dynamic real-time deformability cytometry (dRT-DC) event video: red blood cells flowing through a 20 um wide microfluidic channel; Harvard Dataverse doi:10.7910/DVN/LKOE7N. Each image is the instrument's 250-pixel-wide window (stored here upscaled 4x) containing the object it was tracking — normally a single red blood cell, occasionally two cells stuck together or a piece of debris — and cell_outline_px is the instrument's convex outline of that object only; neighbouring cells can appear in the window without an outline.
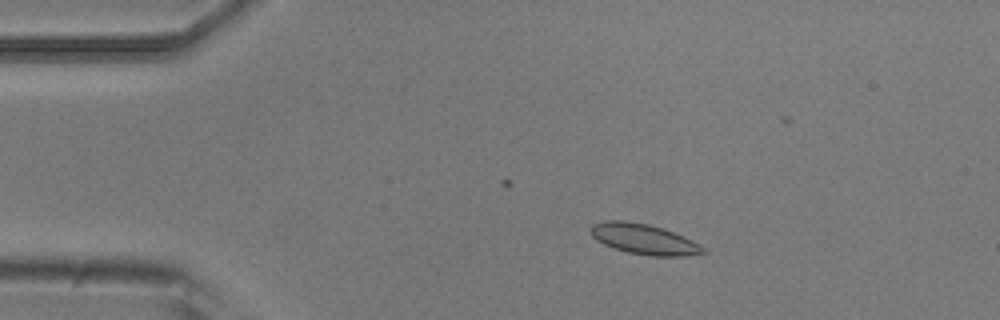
{"species": "common noctule bat (a hibernating species)", "species_latin": "Nyctalus noctula", "temperature_condition": "room temperature", "stored_images_in_passage": 4, "camera_frame_rate_fps": 3000, "um_per_image_px": 0.085, "animal": {"sex": "male", "body_mass_g": 20.5, "forearm_length_mm": 52.5}, "frame": {"image": 1, "passage_image": 3, "time_ms": 0.667, "image_size_px": [1000, 320], "cell_outline_px": [[708, 252], [688, 256], [652, 256], [628, 252], [604, 244], [596, 240], [592, 236], [592, 224], [604, 220], [624, 220], [648, 224], [664, 228], [692, 240], [700, 244]], "centroid_in_image_um": [54.76, 20.32], "position_along_channel_um": 30.2, "area_um2": 19.88}}